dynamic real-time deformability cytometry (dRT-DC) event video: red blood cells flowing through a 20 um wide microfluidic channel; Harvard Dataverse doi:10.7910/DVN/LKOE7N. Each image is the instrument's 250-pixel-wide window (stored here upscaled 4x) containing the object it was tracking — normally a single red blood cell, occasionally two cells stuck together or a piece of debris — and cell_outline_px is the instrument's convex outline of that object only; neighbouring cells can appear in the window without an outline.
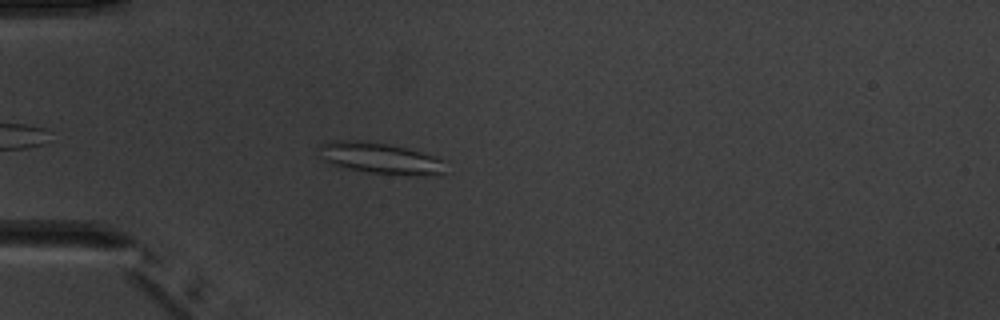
{"species": "common noctule bat (a hibernating species)", "species_latin": "Nyctalus noctula", "temperature_condition": "warm", "stored_images_in_passage": 4, "camera_frame_rate_fps": 3000, "um_per_image_px": 0.085, "animal": {"sex": "male", "body_mass_g": 20.1, "forearm_length_mm": 53.5}, "frame": {"image": 1, "passage_image": 2, "time_ms": 1.333, "image_size_px": [1000, 320], "cell_outline_px": [[448, 160], [444, 172], [424, 176], [404, 176], [368, 172], [340, 168], [324, 160], [320, 156], [320, 144], [332, 140], [356, 140], [392, 144]], "centroid_in_image_um": [32.35, 13.46], "position_along_channel_um": 52.6, "area_um2": 23.52}}
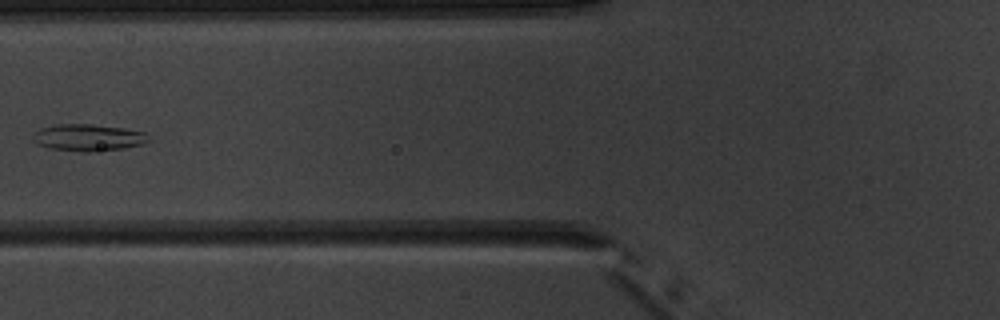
{"frame": {"image": 2, "passage_image": 4, "time_ms": 3.333, "image_size_px": [1000, 320], "cell_outline_px": [[148, 140], [140, 144], [124, 148], [92, 152], [84, 152], [48, 148], [36, 144], [32, 140], [32, 132], [40, 128], [56, 124], [92, 124], [124, 128], [144, 132]], "centroid_in_image_um": [7.39, 11.69], "position_along_channel_um": 118.4, "area_um2": 18.15}}